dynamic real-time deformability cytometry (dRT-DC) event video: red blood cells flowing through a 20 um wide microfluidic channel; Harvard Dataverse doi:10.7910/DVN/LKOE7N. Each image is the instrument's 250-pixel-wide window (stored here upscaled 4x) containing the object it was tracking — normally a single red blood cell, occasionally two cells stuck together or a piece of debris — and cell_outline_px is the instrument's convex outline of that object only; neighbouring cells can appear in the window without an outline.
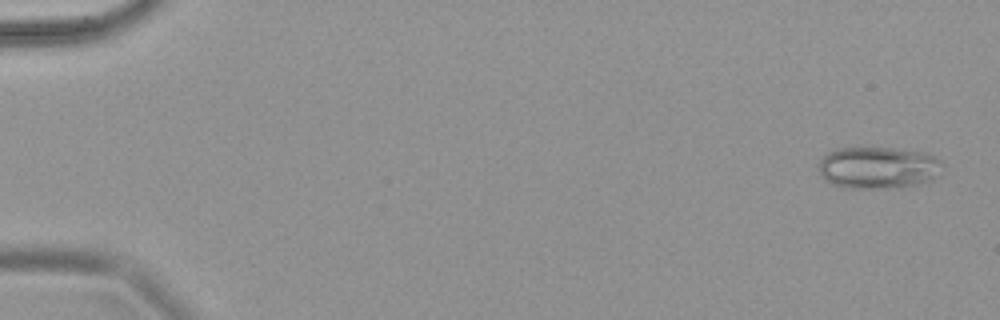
{"species": "common noctule bat (a hibernating species)", "species_latin": "Nyctalus noctula", "temperature_condition": "warm", "stored_images_in_passage": 8, "camera_frame_rate_fps": 3000, "um_per_image_px": 0.085, "animal": {"sex": "female", "body_mass_g": 18.4}, "frame": {"image": 1, "passage_image": 1, "time_ms": 0.0, "image_size_px": [1000, 320], "cell_outline_px": [[940, 160], [932, 176], [928, 180], [916, 184], [884, 188], [852, 188], [832, 184], [820, 172], [820, 160], [828, 152], [840, 148], [892, 148], [928, 152]], "centroid_in_image_um": [74.58, 14.22], "position_along_channel_um": 10.4, "area_um2": 29.25}}
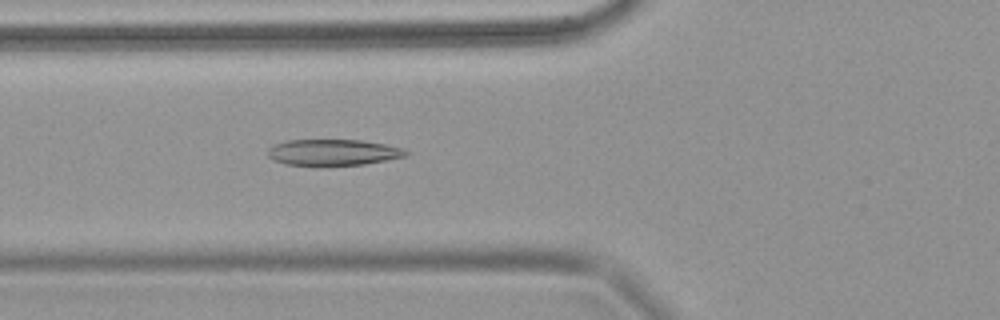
{"frame": {"image": 2, "passage_image": 8, "time_ms": 2.333, "image_size_px": [1000, 320], "cell_outline_px": [[408, 152], [404, 156], [364, 164], [312, 168], [284, 164], [272, 160], [268, 156], [268, 148], [272, 144], [288, 140], [360, 140], [384, 144], [404, 148]], "centroid_in_image_um": [28.2, 12.99], "position_along_channel_um": 97.6, "area_um2": 21.73}}